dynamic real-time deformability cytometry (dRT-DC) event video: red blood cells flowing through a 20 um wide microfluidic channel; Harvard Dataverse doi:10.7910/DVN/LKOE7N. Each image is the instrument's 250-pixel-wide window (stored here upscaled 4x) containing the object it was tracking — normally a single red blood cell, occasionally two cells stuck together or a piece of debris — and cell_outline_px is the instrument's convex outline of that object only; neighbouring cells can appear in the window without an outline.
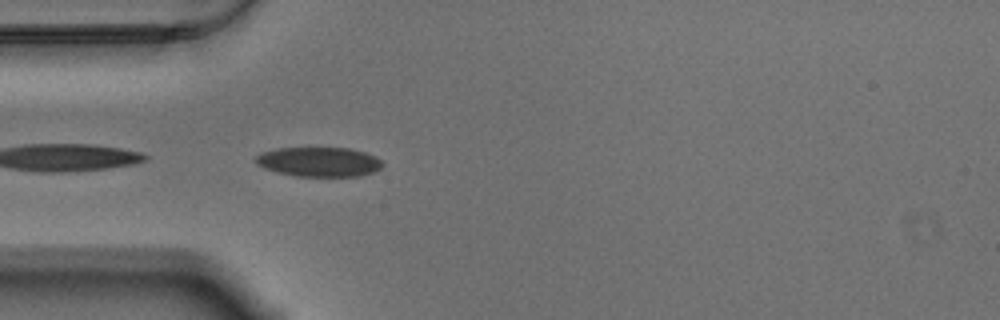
{"species": "Egyptian fruit bat (a non-hibernating species)", "species_latin": "Rousettus aegyptiacus", "temperature_condition": "warm", "stored_images_in_passage": 8, "camera_frame_rate_fps": 3000, "um_per_image_px": 0.085, "animal": {"sex": "male"}, "frame": {"image": 1, "passage_image": 1, "time_ms": 0.0, "image_size_px": [1000, 320], "cell_outline_px": [[384, 164], [380, 168], [372, 172], [360, 176], [296, 176], [276, 172], [264, 168], [256, 164], [252, 160], [260, 152], [276, 148], [348, 148], [364, 152], [376, 156]], "centroid_in_image_um": [27.06, 13.75], "position_along_channel_um": 57.9, "area_um2": 21.96}}